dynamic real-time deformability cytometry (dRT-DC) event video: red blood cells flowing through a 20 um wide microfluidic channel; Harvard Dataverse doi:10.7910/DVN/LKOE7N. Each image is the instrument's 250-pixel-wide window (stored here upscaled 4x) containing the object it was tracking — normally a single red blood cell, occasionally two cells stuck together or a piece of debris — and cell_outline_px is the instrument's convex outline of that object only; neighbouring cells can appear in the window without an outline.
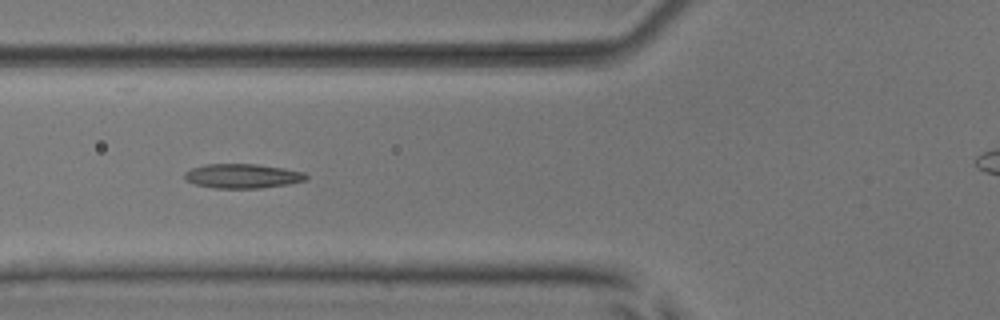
{"species": "common noctule bat (a hibernating species)", "species_latin": "Nyctalus noctula", "temperature_condition": "room temperature", "stored_images_in_passage": 37, "camera_frame_rate_fps": 3000, "um_per_image_px": 0.085, "animal": {"sex": "male", "body_mass_g": 17.9, "forearm_length_mm": 54.2}, "frame": {"image": 1, "passage_image": 6, "time_ms": 1.667, "image_size_px": [1000, 320], "cell_outline_px": [[308, 180], [288, 184], [260, 188], [212, 188], [196, 184], [188, 180], [184, 176], [184, 172], [192, 168], [204, 164], [256, 164], [304, 172], [308, 176]], "centroid_in_image_um": [20.62, 14.96], "position_along_channel_um": 105.2, "area_um2": 17.17}, "authors_computed_cell_mechanics": {"area_um2": 16.473, "velocity_mm_per_s": 3.8972, "shape_relaxation_time_tau1_ms": null, "shape_relaxation_time_tau2_ms": 2.3267, "deformation_change_tau1": null, "deformation_change_tau2": 0.1064}}